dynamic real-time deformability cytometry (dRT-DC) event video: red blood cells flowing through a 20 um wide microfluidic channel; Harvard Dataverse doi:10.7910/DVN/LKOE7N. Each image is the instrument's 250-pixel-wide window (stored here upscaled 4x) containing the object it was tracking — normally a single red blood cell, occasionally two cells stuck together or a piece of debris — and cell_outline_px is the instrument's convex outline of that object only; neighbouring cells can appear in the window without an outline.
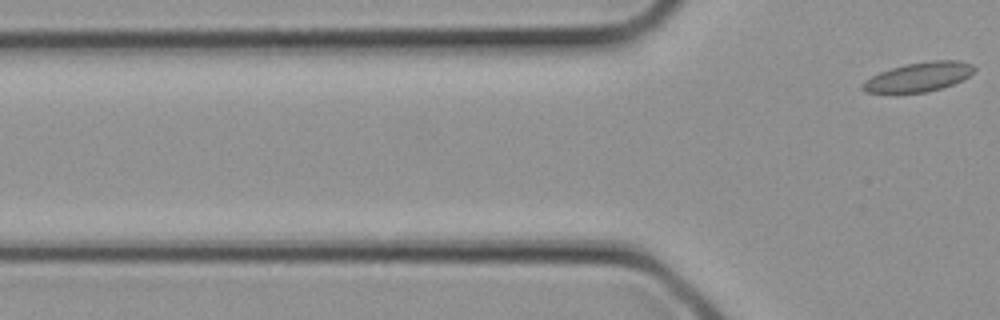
{"species": "common noctule bat (a hibernating species)", "species_latin": "Nyctalus noctula", "temperature_condition": "cold", "stored_images_in_passage": 6, "segment_of_instrument_passage": [2, 2], "camera_frame_rate_fps": 3000, "um_per_image_px": 0.085, "animal": {"sex": "female", "body_mass_g": 21.9}, "frame": {"image": 1, "passage_image": 6, "time_ms": 1.667, "image_size_px": [1000, 320], "cell_outline_px": [[976, 72], [964, 80], [940, 88], [924, 92], [864, 92], [860, 88], [860, 84], [864, 80], [880, 72], [904, 64], [928, 60], [960, 60], [972, 64], [976, 68]], "centroid_in_image_um": [78.12, 6.51], "position_along_channel_um": 47.7, "area_um2": 19.19}}